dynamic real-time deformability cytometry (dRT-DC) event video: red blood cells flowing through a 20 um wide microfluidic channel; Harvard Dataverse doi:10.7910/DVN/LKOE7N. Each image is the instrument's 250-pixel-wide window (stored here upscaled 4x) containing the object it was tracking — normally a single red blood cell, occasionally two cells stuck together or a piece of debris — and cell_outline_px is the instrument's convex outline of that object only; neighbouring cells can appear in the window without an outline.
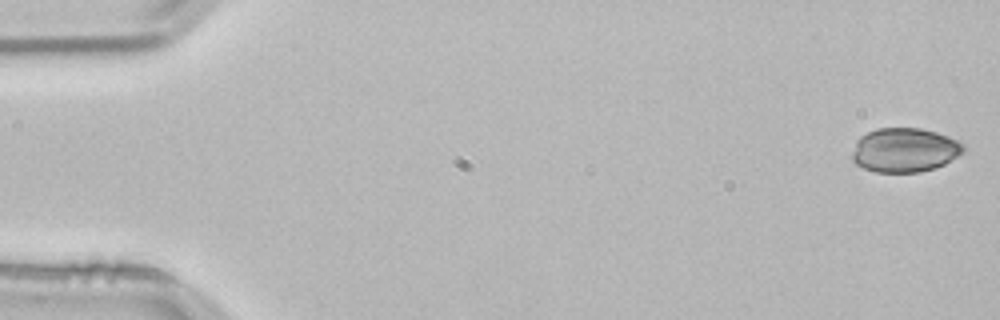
{"species": "common noctule bat (a hibernating species)", "species_latin": "Nyctalus noctula", "temperature_condition": "room temperature", "stored_images_in_passage": 53, "camera_frame_rate_fps": 3000, "um_per_image_px": 0.085, "animal": {"sex": "male", "body_mass_g": 21.5, "forearm_length_mm": 52.0}, "frame": {"image": 1, "passage_image": 1, "time_ms": 0.0, "image_size_px": [1000, 320], "cell_outline_px": [[964, 148], [956, 156], [944, 164], [936, 168], [920, 172], [876, 172], [864, 168], [856, 164], [852, 160], [852, 152], [856, 140], [860, 136], [876, 128], [920, 128], [936, 132], [948, 136], [964, 144]], "centroid_in_image_um": [76.85, 12.75], "position_along_channel_um": 8.1, "area_um2": 28.61}}
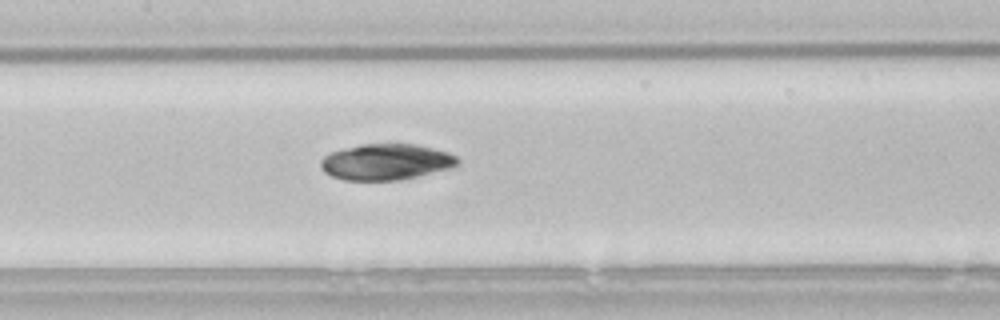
{"frame": {"image": 2, "passage_image": 25, "time_ms": 8.0, "image_size_px": [1000, 320], "cell_outline_px": [[460, 164], [448, 168], [400, 180], [344, 180], [332, 176], [324, 172], [320, 168], [320, 160], [324, 156], [332, 152], [344, 148], [360, 144], [416, 144], [448, 152], [456, 156], [460, 160]], "centroid_in_image_um": [32.79, 13.76], "position_along_channel_um": 174.6, "area_um2": 28.67}}
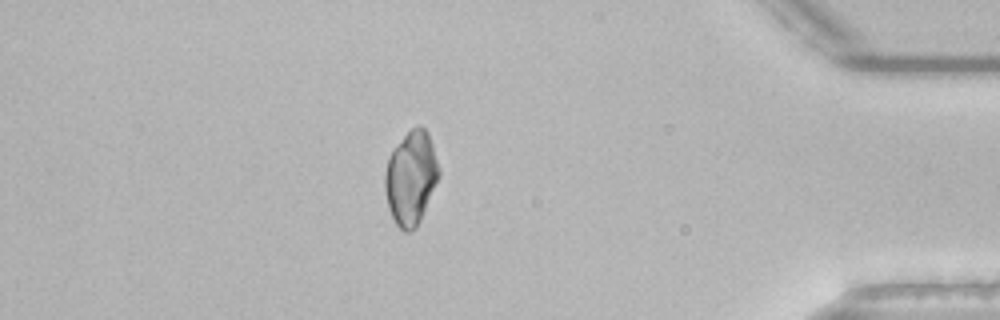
{"frame": {"image": 3, "passage_image": 46, "time_ms": 15.0, "image_size_px": [1000, 320], "cell_outline_px": [[440, 176], [420, 220], [416, 228], [408, 232], [404, 232], [396, 224], [388, 208], [384, 188], [384, 172], [388, 156], [392, 148], [416, 124], [420, 124], [428, 132], [440, 168]], "centroid_in_image_um": [34.92, 15.1], "position_along_channel_um": 400.3, "area_um2": 29.77}}